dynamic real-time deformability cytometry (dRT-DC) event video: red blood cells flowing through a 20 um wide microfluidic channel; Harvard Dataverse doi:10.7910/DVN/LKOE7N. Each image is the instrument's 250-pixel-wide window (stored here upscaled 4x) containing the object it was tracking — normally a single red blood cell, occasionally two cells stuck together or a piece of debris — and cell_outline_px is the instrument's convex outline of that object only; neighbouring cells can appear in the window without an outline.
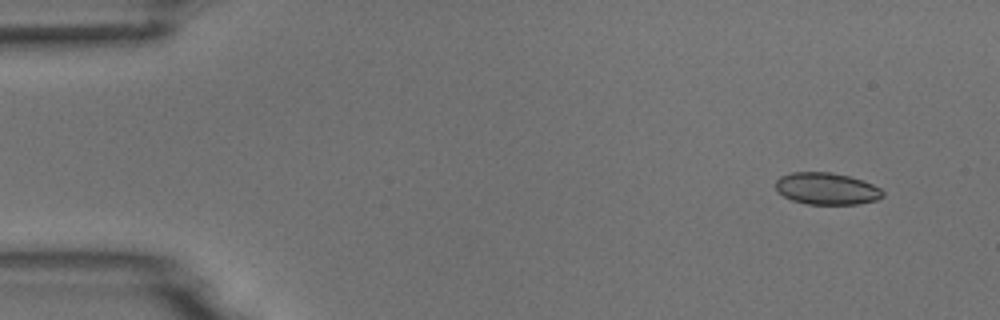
{"species": "common noctule bat (a hibernating species)", "species_latin": "Nyctalus noctula", "temperature_condition": "room temperature", "stored_images_in_passage": 5, "camera_frame_rate_fps": 3000, "um_per_image_px": 0.085, "animal": {"sex": "male", "body_mass_g": 18.8}, "frame": {"image": 1, "passage_image": 2, "time_ms": 1.333, "image_size_px": [1000, 320], "cell_outline_px": [[884, 196], [876, 200], [856, 204], [808, 204], [792, 200], [784, 196], [776, 188], [776, 180], [780, 176], [792, 172], [828, 172], [848, 176], [864, 180], [880, 188], [884, 192]], "centroid_in_image_um": [70.28, 16.03], "position_along_channel_um": 14.7, "area_um2": 19.83}}
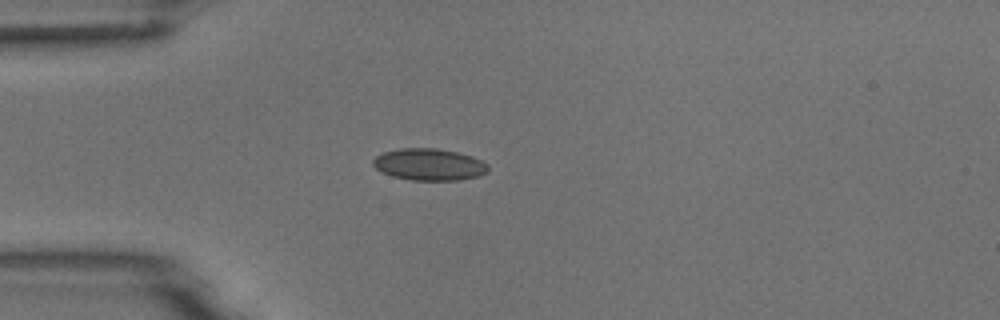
{"frame": {"image": 2, "passage_image": 5, "time_ms": 4.667, "image_size_px": [1000, 320], "cell_outline_px": [[488, 172], [480, 176], [460, 180], [412, 180], [392, 176], [376, 168], [372, 164], [372, 160], [376, 156], [384, 152], [400, 148], [436, 148], [456, 152], [472, 156], [488, 164]], "centroid_in_image_um": [36.5, 13.98], "position_along_channel_um": 48.5, "area_um2": 21.33}}